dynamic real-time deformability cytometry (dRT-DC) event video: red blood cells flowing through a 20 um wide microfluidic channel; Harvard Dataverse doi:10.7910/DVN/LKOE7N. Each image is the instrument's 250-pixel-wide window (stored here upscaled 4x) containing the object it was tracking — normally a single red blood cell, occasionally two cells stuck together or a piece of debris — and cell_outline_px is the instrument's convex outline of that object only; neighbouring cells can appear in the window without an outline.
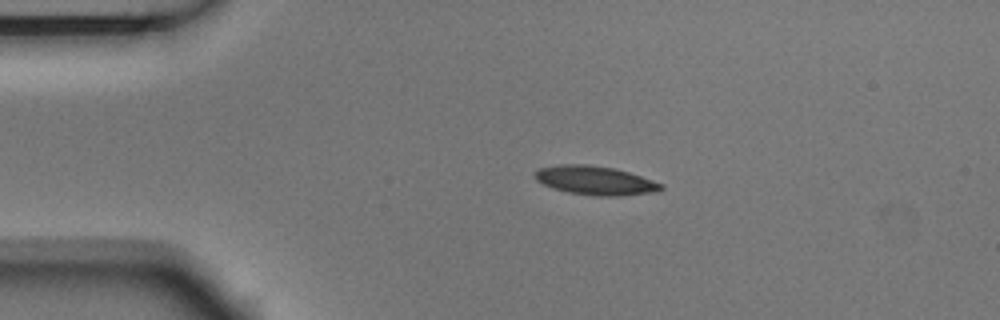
{"species": "Egyptian fruit bat (a non-hibernating species)", "species_latin": "Rousettus aegyptiacus", "temperature_condition": "room temperature", "stored_images_in_passage": 3, "camera_frame_rate_fps": 3000, "um_per_image_px": 0.085, "animal": {"sex": "male"}, "frame": {"image": 1, "passage_image": 2, "time_ms": 0.333, "image_size_px": [1000, 320], "cell_outline_px": [[664, 188], [652, 192], [620, 196], [596, 196], [568, 192], [552, 188], [536, 180], [532, 176], [540, 168], [560, 164], [588, 164], [616, 168], [664, 184]], "centroid_in_image_um": [50.58, 15.33], "position_along_channel_um": 34.4, "area_um2": 21.21}}